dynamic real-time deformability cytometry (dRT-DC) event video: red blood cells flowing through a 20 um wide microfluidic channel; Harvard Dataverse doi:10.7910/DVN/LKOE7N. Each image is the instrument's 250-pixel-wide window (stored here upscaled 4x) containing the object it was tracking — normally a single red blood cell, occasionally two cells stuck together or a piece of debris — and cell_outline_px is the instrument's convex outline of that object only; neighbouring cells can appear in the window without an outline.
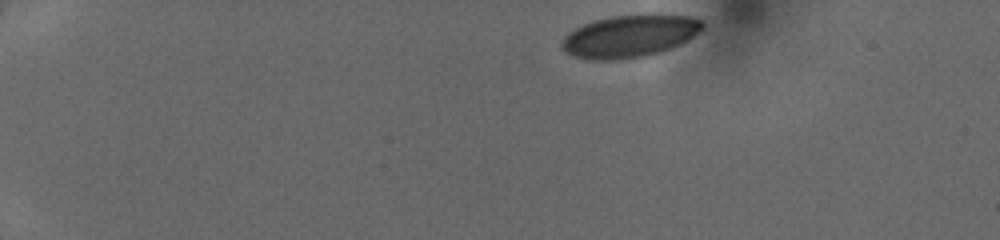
{"species": "human", "species_latin": "Homo sapiens", "temperature_condition": "cold", "stored_images_in_passage": 41, "camera_frame_rate_fps": 3000, "um_per_image_px": 0.085, "donor": {"sex": "female"}, "frame": {"image": 1, "passage_image": 1, "time_ms": 0.0, "image_size_px": [1000, 240], "cell_outline_px": [[704, 28], [700, 32], [688, 40], [672, 48], [660, 52], [644, 56], [616, 60], [588, 60], [572, 56], [564, 52], [560, 48], [560, 44], [564, 36], [568, 32], [592, 20], [612, 16], [644, 12], [660, 12], [688, 16], [700, 20], [704, 24]], "centroid_in_image_um": [53.53, 3.04], "position_along_channel_um": 31.5, "area_um2": 35.89}}
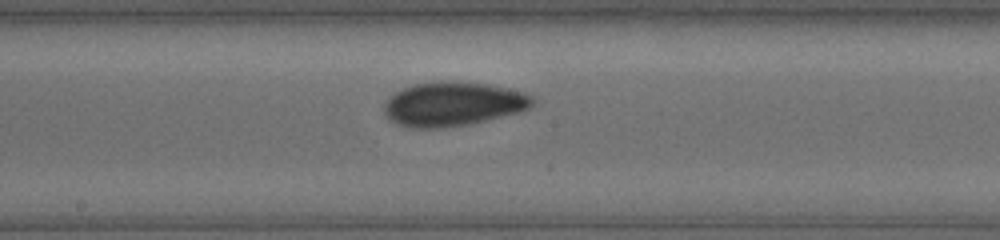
{"frame": {"image": 2, "passage_image": 21, "time_ms": 6.667, "image_size_px": [1000, 240], "cell_outline_px": [[532, 104], [528, 108], [520, 112], [468, 124], [436, 128], [412, 128], [400, 124], [392, 120], [384, 112], [384, 104], [400, 88], [412, 84], [436, 80], [456, 80], [488, 84], [508, 88], [524, 92], [532, 96]], "centroid_in_image_um": [38.5, 8.81], "position_along_channel_um": 209.7, "area_um2": 38.21}}
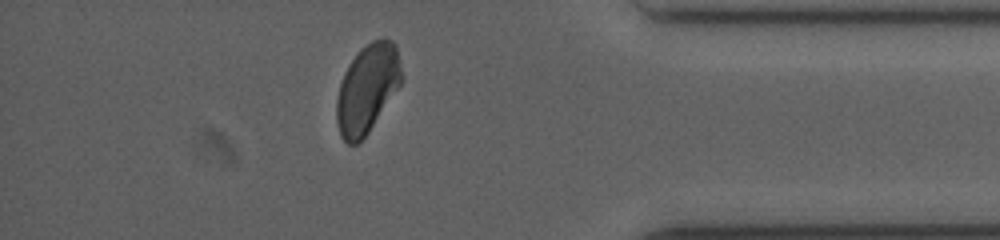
{"frame": {"image": 3, "passage_image": 36, "time_ms": 11.667, "image_size_px": [1000, 240], "cell_outline_px": [[404, 80], [368, 132], [356, 144], [348, 144], [340, 136], [336, 120], [336, 100], [340, 84], [344, 72], [360, 48], [372, 40], [384, 36], [392, 40], [396, 44], [404, 76]], "centroid_in_image_um": [31.25, 7.48], "position_along_channel_um": 404.0, "area_um2": 33.81}}